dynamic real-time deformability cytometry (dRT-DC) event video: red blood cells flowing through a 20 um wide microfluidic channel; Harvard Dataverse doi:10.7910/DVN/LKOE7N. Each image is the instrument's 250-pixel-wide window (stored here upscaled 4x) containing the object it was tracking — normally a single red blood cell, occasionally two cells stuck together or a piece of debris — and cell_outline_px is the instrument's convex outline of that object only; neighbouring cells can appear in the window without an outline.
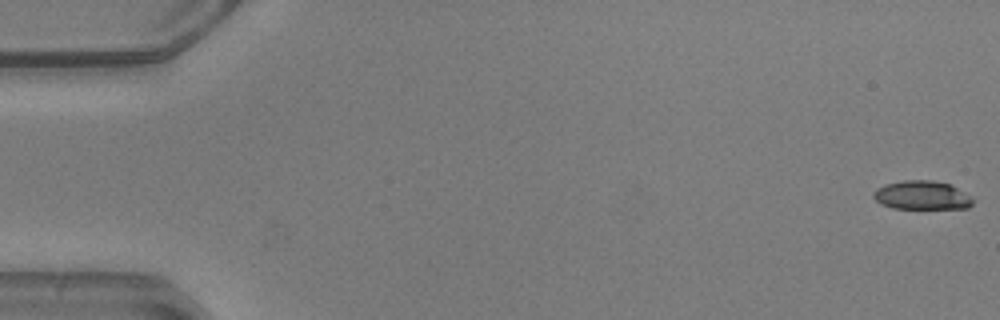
{"species": "common noctule bat (a hibernating species)", "species_latin": "Nyctalus noctula", "temperature_condition": "warm", "stored_images_in_passage": 52, "camera_frame_rate_fps": 3000, "um_per_image_px": 0.085, "animal": {"sex": "male", "body_mass_g": 20.5, "forearm_length_mm": 52.5}, "frame": {"image": 1, "passage_image": 1, "time_ms": 0.0, "image_size_px": [1000, 320], "cell_outline_px": [[972, 204], [968, 208], [892, 208], [880, 204], [872, 196], [872, 192], [876, 188], [884, 184], [904, 180], [932, 180], [948, 184], [972, 196]], "centroid_in_image_um": [78.31, 16.59], "position_along_channel_um": 6.7, "area_um2": 16.65}}
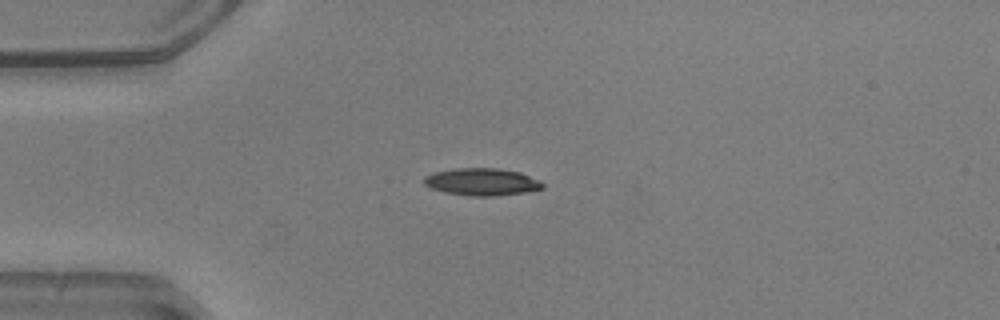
{"frame": {"image": 2, "passage_image": 14, "time_ms": 4.333, "image_size_px": [1000, 320], "cell_outline_px": [[544, 188], [524, 192], [496, 196], [472, 196], [444, 192], [432, 188], [424, 184], [424, 176], [432, 172], [456, 168], [500, 168], [520, 172], [540, 180], [544, 184]], "centroid_in_image_um": [40.96, 15.45], "position_along_channel_um": 44.0, "area_um2": 18.96}}
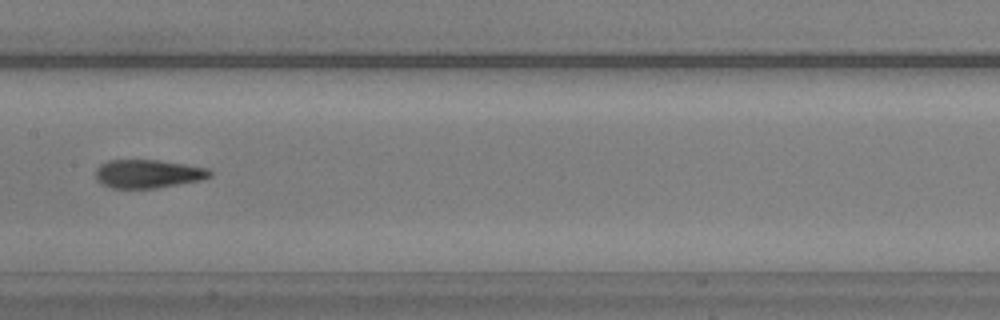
{"frame": {"image": 3, "passage_image": 27, "time_ms": 8.667, "image_size_px": [1000, 320], "cell_outline_px": [[212, 176], [200, 180], [156, 188], [112, 188], [100, 184], [96, 180], [96, 168], [100, 164], [108, 160], [160, 160], [208, 168], [212, 172]], "centroid_in_image_um": [12.55, 14.77], "position_along_channel_um": 194.8, "area_um2": 19.02}, "authors_computed_cell_mechanics": {"area_um2": 18.6405, "velocity_mm_per_s": 3.9519, "shape_relaxation_time_tau1_ms": 10.1527, "shape_relaxation_time_tau2_ms": 2.4797, "deformation_change_tau1": 0.2887, "deformation_change_tau2": 0.0882}}